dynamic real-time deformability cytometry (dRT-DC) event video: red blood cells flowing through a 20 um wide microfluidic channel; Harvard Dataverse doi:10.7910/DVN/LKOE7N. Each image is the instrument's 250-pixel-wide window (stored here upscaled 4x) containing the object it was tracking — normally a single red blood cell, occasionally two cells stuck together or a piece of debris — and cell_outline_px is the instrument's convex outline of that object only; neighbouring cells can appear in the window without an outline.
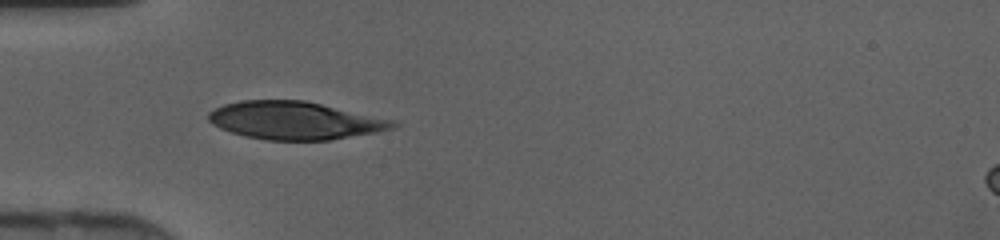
{"species": "human", "species_latin": "Homo sapiens", "temperature_condition": "cold", "stored_images_in_passage": 32, "camera_frame_rate_fps": 3000, "um_per_image_px": 0.085, "donor": {"sex": "female"}, "frame": {"image": 1, "passage_image": 1, "time_ms": 0.0, "image_size_px": [1000, 240], "cell_outline_px": [[400, 124], [396, 128], [376, 132], [328, 140], [268, 140], [244, 136], [220, 128], [212, 124], [208, 120], [208, 112], [224, 104], [240, 100], [304, 100], [396, 120]], "centroid_in_image_um": [25.09, 10.24], "position_along_channel_um": 59.9, "area_um2": 40.75}}
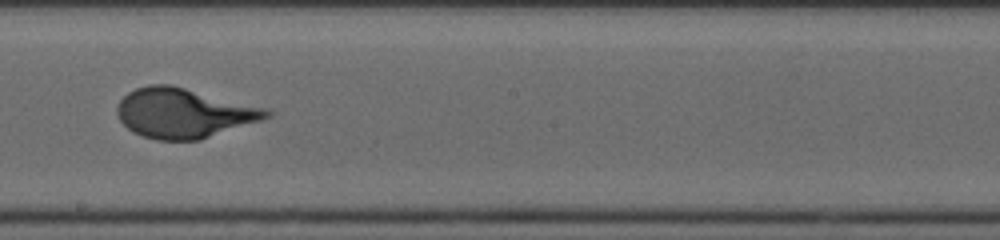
{"frame": {"image": 2, "passage_image": 13, "time_ms": 4.0, "image_size_px": [1000, 240], "cell_outline_px": [[276, 112], [272, 116], [264, 120], [200, 140], [156, 140], [132, 132], [120, 120], [116, 112], [116, 108], [120, 100], [128, 92], [136, 88], [148, 84], [168, 84], [268, 108]], "centroid_in_image_um": [15.67, 9.62], "position_along_channel_um": 232.5, "area_um2": 43.52}}
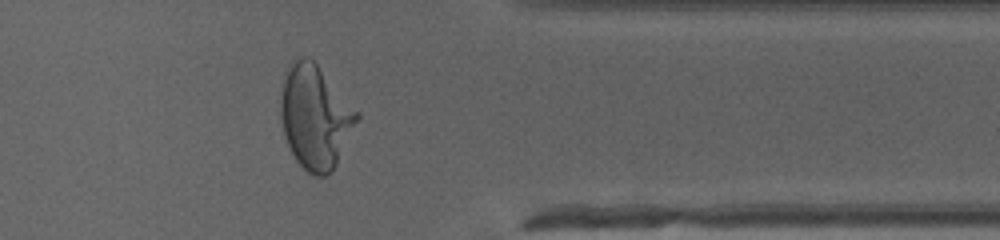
{"frame": {"image": 3, "passage_image": 24, "time_ms": 7.667, "image_size_px": [1000, 240], "cell_outline_px": [[360, 116], [332, 172], [324, 176], [312, 176], [296, 160], [284, 136], [280, 116], [280, 100], [284, 72], [300, 56], [308, 56], [316, 64], [360, 112]], "centroid_in_image_um": [26.78, 9.94], "position_along_channel_um": 384.6, "area_um2": 45.78}}